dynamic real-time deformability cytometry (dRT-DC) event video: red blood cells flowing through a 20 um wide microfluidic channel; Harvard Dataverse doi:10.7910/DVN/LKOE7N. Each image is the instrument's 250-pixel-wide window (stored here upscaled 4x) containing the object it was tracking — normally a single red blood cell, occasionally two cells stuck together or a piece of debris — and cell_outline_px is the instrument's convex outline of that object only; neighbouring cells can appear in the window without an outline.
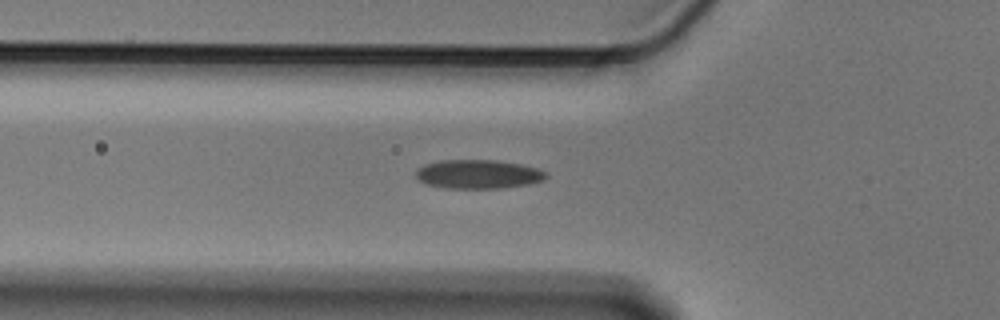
{"species": "Egyptian fruit bat (a non-hibernating species)", "species_latin": "Rousettus aegyptiacus", "temperature_condition": "cold", "stored_images_in_passage": 31, "camera_frame_rate_fps": 3000, "um_per_image_px": 0.085, "animal": {"sex": "male"}, "frame": {"image": 1, "passage_image": 2, "time_ms": 0.333, "image_size_px": [1000, 320], "cell_outline_px": [[548, 176], [544, 180], [528, 184], [504, 188], [444, 188], [424, 184], [416, 180], [416, 168], [424, 164], [440, 160], [496, 160], [520, 164], [540, 168], [548, 172]], "centroid_in_image_um": [40.63, 14.8], "position_along_channel_um": 85.2, "area_um2": 22.37}}
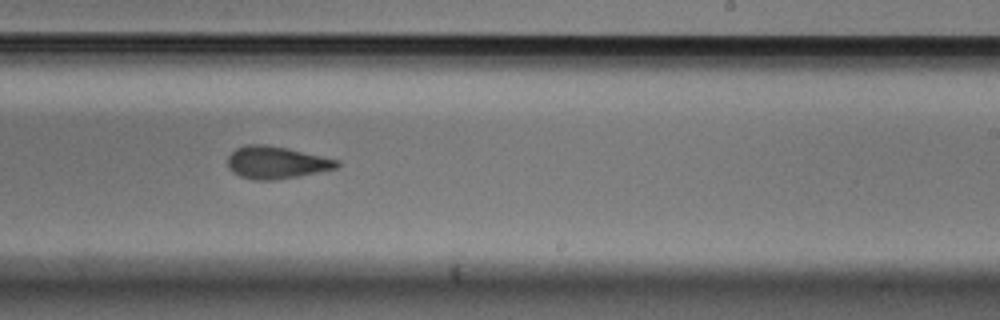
{"frame": {"image": 2, "passage_image": 17, "time_ms": 5.333, "image_size_px": [1000, 320], "cell_outline_px": [[340, 164], [336, 168], [320, 172], [300, 176], [276, 180], [252, 180], [240, 176], [232, 172], [228, 168], [228, 156], [236, 148], [248, 144], [264, 144], [284, 148], [340, 160]], "centroid_in_image_um": [23.47, 13.83], "position_along_channel_um": 265.5, "area_um2": 20.58}}
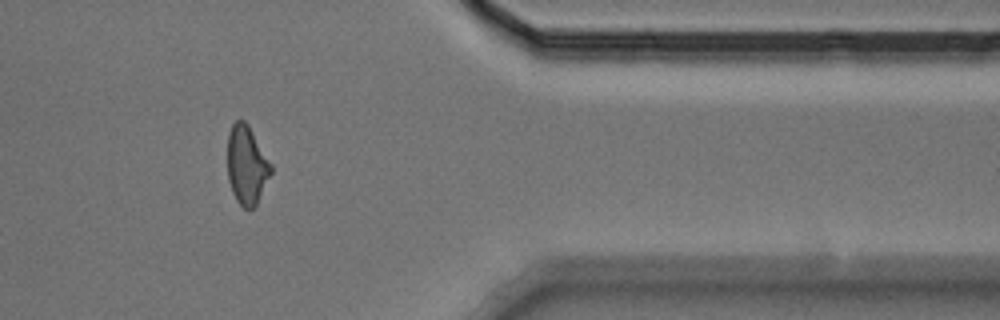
{"frame": {"image": 3, "passage_image": 29, "time_ms": 9.333, "image_size_px": [1000, 320], "cell_outline_px": [[272, 172], [256, 208], [248, 212], [236, 200], [232, 192], [228, 180], [228, 132], [232, 124], [236, 120], [244, 120], [248, 124], [272, 164]], "centroid_in_image_um": [20.99, 14.08], "position_along_channel_um": 390.4, "area_um2": 20.35}}